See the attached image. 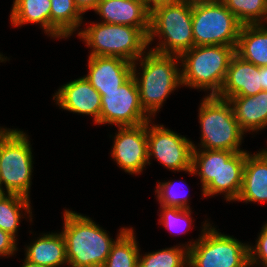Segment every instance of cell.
Instances as JSON below:
<instances>
[{
	"mask_svg": "<svg viewBox=\"0 0 267 267\" xmlns=\"http://www.w3.org/2000/svg\"><path fill=\"white\" fill-rule=\"evenodd\" d=\"M201 236L186 244L188 267H246L249 264V244L218 232L205 223Z\"/></svg>",
	"mask_w": 267,
	"mask_h": 267,
	"instance_id": "ba28073f",
	"label": "cell"
},
{
	"mask_svg": "<svg viewBox=\"0 0 267 267\" xmlns=\"http://www.w3.org/2000/svg\"><path fill=\"white\" fill-rule=\"evenodd\" d=\"M82 14L74 0H51L50 37L71 36L81 26Z\"/></svg>",
	"mask_w": 267,
	"mask_h": 267,
	"instance_id": "7402d4cb",
	"label": "cell"
},
{
	"mask_svg": "<svg viewBox=\"0 0 267 267\" xmlns=\"http://www.w3.org/2000/svg\"><path fill=\"white\" fill-rule=\"evenodd\" d=\"M6 60L5 56L3 57V55H1L0 53V62H4Z\"/></svg>",
	"mask_w": 267,
	"mask_h": 267,
	"instance_id": "f35d334b",
	"label": "cell"
},
{
	"mask_svg": "<svg viewBox=\"0 0 267 267\" xmlns=\"http://www.w3.org/2000/svg\"><path fill=\"white\" fill-rule=\"evenodd\" d=\"M22 267H43V266H40V265L35 264V263H32V262H30V261L25 259L24 260V264H23Z\"/></svg>",
	"mask_w": 267,
	"mask_h": 267,
	"instance_id": "d590c367",
	"label": "cell"
},
{
	"mask_svg": "<svg viewBox=\"0 0 267 267\" xmlns=\"http://www.w3.org/2000/svg\"><path fill=\"white\" fill-rule=\"evenodd\" d=\"M177 183H173L171 181L158 182L155 190V193L157 194V200L162 206L189 209L190 206L187 203L189 200L187 193L182 195L181 193L177 192L178 190H176L177 188L175 186Z\"/></svg>",
	"mask_w": 267,
	"mask_h": 267,
	"instance_id": "f546056e",
	"label": "cell"
},
{
	"mask_svg": "<svg viewBox=\"0 0 267 267\" xmlns=\"http://www.w3.org/2000/svg\"><path fill=\"white\" fill-rule=\"evenodd\" d=\"M239 126L246 133L261 131L267 126V91L254 96H235L228 99Z\"/></svg>",
	"mask_w": 267,
	"mask_h": 267,
	"instance_id": "d6986e66",
	"label": "cell"
},
{
	"mask_svg": "<svg viewBox=\"0 0 267 267\" xmlns=\"http://www.w3.org/2000/svg\"><path fill=\"white\" fill-rule=\"evenodd\" d=\"M5 189L0 184V200L5 197L8 193L4 191Z\"/></svg>",
	"mask_w": 267,
	"mask_h": 267,
	"instance_id": "8d00e7d4",
	"label": "cell"
},
{
	"mask_svg": "<svg viewBox=\"0 0 267 267\" xmlns=\"http://www.w3.org/2000/svg\"><path fill=\"white\" fill-rule=\"evenodd\" d=\"M148 33L149 29L93 22L78 36L92 47L89 56L120 57L134 63L146 53Z\"/></svg>",
	"mask_w": 267,
	"mask_h": 267,
	"instance_id": "5b68a950",
	"label": "cell"
},
{
	"mask_svg": "<svg viewBox=\"0 0 267 267\" xmlns=\"http://www.w3.org/2000/svg\"><path fill=\"white\" fill-rule=\"evenodd\" d=\"M248 152L220 150L219 183H209L203 190L204 197L224 193L227 201H235L240 193L243 171Z\"/></svg>",
	"mask_w": 267,
	"mask_h": 267,
	"instance_id": "2e32d148",
	"label": "cell"
},
{
	"mask_svg": "<svg viewBox=\"0 0 267 267\" xmlns=\"http://www.w3.org/2000/svg\"><path fill=\"white\" fill-rule=\"evenodd\" d=\"M101 0H74L76 6L84 14L88 10H94Z\"/></svg>",
	"mask_w": 267,
	"mask_h": 267,
	"instance_id": "d6a6232c",
	"label": "cell"
},
{
	"mask_svg": "<svg viewBox=\"0 0 267 267\" xmlns=\"http://www.w3.org/2000/svg\"><path fill=\"white\" fill-rule=\"evenodd\" d=\"M94 11L102 23L150 29V12L143 0H101Z\"/></svg>",
	"mask_w": 267,
	"mask_h": 267,
	"instance_id": "e0dca14e",
	"label": "cell"
},
{
	"mask_svg": "<svg viewBox=\"0 0 267 267\" xmlns=\"http://www.w3.org/2000/svg\"><path fill=\"white\" fill-rule=\"evenodd\" d=\"M88 74L84 76L100 95L118 90L132 75L133 63L120 57L88 56Z\"/></svg>",
	"mask_w": 267,
	"mask_h": 267,
	"instance_id": "5bb4252c",
	"label": "cell"
},
{
	"mask_svg": "<svg viewBox=\"0 0 267 267\" xmlns=\"http://www.w3.org/2000/svg\"><path fill=\"white\" fill-rule=\"evenodd\" d=\"M190 2H208V1H221V0H189Z\"/></svg>",
	"mask_w": 267,
	"mask_h": 267,
	"instance_id": "74e56055",
	"label": "cell"
},
{
	"mask_svg": "<svg viewBox=\"0 0 267 267\" xmlns=\"http://www.w3.org/2000/svg\"><path fill=\"white\" fill-rule=\"evenodd\" d=\"M150 119L140 104L133 75L118 90L104 91L101 96L100 124H115L117 127L138 126Z\"/></svg>",
	"mask_w": 267,
	"mask_h": 267,
	"instance_id": "30bf717a",
	"label": "cell"
},
{
	"mask_svg": "<svg viewBox=\"0 0 267 267\" xmlns=\"http://www.w3.org/2000/svg\"><path fill=\"white\" fill-rule=\"evenodd\" d=\"M199 170V171H198ZM220 150L193 149L190 175H199L202 190L209 183H219Z\"/></svg>",
	"mask_w": 267,
	"mask_h": 267,
	"instance_id": "484cf974",
	"label": "cell"
},
{
	"mask_svg": "<svg viewBox=\"0 0 267 267\" xmlns=\"http://www.w3.org/2000/svg\"><path fill=\"white\" fill-rule=\"evenodd\" d=\"M242 24H267V0H221ZM266 22V23H265Z\"/></svg>",
	"mask_w": 267,
	"mask_h": 267,
	"instance_id": "4316f807",
	"label": "cell"
},
{
	"mask_svg": "<svg viewBox=\"0 0 267 267\" xmlns=\"http://www.w3.org/2000/svg\"><path fill=\"white\" fill-rule=\"evenodd\" d=\"M53 100L64 110L92 116L94 123L100 125L101 95L85 77L61 86Z\"/></svg>",
	"mask_w": 267,
	"mask_h": 267,
	"instance_id": "4fadbf2b",
	"label": "cell"
},
{
	"mask_svg": "<svg viewBox=\"0 0 267 267\" xmlns=\"http://www.w3.org/2000/svg\"><path fill=\"white\" fill-rule=\"evenodd\" d=\"M138 267H188V248L184 244L139 254Z\"/></svg>",
	"mask_w": 267,
	"mask_h": 267,
	"instance_id": "83f0119b",
	"label": "cell"
},
{
	"mask_svg": "<svg viewBox=\"0 0 267 267\" xmlns=\"http://www.w3.org/2000/svg\"><path fill=\"white\" fill-rule=\"evenodd\" d=\"M30 199L18 194H7L0 200V229L8 232L16 238L17 228L20 224L21 215L20 211L25 210V215L31 212Z\"/></svg>",
	"mask_w": 267,
	"mask_h": 267,
	"instance_id": "d4e9b609",
	"label": "cell"
},
{
	"mask_svg": "<svg viewBox=\"0 0 267 267\" xmlns=\"http://www.w3.org/2000/svg\"><path fill=\"white\" fill-rule=\"evenodd\" d=\"M139 251L134 229L128 228L112 245L102 267H138Z\"/></svg>",
	"mask_w": 267,
	"mask_h": 267,
	"instance_id": "cb8c5ba5",
	"label": "cell"
},
{
	"mask_svg": "<svg viewBox=\"0 0 267 267\" xmlns=\"http://www.w3.org/2000/svg\"><path fill=\"white\" fill-rule=\"evenodd\" d=\"M242 24L221 2H192L194 46L224 45L236 49Z\"/></svg>",
	"mask_w": 267,
	"mask_h": 267,
	"instance_id": "9c48e42d",
	"label": "cell"
},
{
	"mask_svg": "<svg viewBox=\"0 0 267 267\" xmlns=\"http://www.w3.org/2000/svg\"><path fill=\"white\" fill-rule=\"evenodd\" d=\"M260 91H263L260 67L245 61L235 53L230 60L218 97L228 100L235 96H254Z\"/></svg>",
	"mask_w": 267,
	"mask_h": 267,
	"instance_id": "9a60e30c",
	"label": "cell"
},
{
	"mask_svg": "<svg viewBox=\"0 0 267 267\" xmlns=\"http://www.w3.org/2000/svg\"><path fill=\"white\" fill-rule=\"evenodd\" d=\"M236 201H267V148L253 155L247 154L242 186Z\"/></svg>",
	"mask_w": 267,
	"mask_h": 267,
	"instance_id": "ac0fdd59",
	"label": "cell"
},
{
	"mask_svg": "<svg viewBox=\"0 0 267 267\" xmlns=\"http://www.w3.org/2000/svg\"><path fill=\"white\" fill-rule=\"evenodd\" d=\"M51 0H14L10 13L13 26L39 23L50 36Z\"/></svg>",
	"mask_w": 267,
	"mask_h": 267,
	"instance_id": "603a6c76",
	"label": "cell"
},
{
	"mask_svg": "<svg viewBox=\"0 0 267 267\" xmlns=\"http://www.w3.org/2000/svg\"><path fill=\"white\" fill-rule=\"evenodd\" d=\"M234 54L233 46L224 45L194 46L183 52L179 56L182 85L209 90L208 96H218Z\"/></svg>",
	"mask_w": 267,
	"mask_h": 267,
	"instance_id": "3957f363",
	"label": "cell"
},
{
	"mask_svg": "<svg viewBox=\"0 0 267 267\" xmlns=\"http://www.w3.org/2000/svg\"><path fill=\"white\" fill-rule=\"evenodd\" d=\"M31 149L28 135L23 131L0 127V184L8 194L29 198L33 172Z\"/></svg>",
	"mask_w": 267,
	"mask_h": 267,
	"instance_id": "52a82bcc",
	"label": "cell"
},
{
	"mask_svg": "<svg viewBox=\"0 0 267 267\" xmlns=\"http://www.w3.org/2000/svg\"><path fill=\"white\" fill-rule=\"evenodd\" d=\"M61 233L66 243V257L70 267H102L112 245L128 229L119 230L116 239L91 218L75 211L64 210Z\"/></svg>",
	"mask_w": 267,
	"mask_h": 267,
	"instance_id": "6da1fadb",
	"label": "cell"
},
{
	"mask_svg": "<svg viewBox=\"0 0 267 267\" xmlns=\"http://www.w3.org/2000/svg\"><path fill=\"white\" fill-rule=\"evenodd\" d=\"M159 37V44L150 50L159 54L180 56L194 47L192 32V2L180 0L160 6L150 12L148 45ZM163 39V40H161Z\"/></svg>",
	"mask_w": 267,
	"mask_h": 267,
	"instance_id": "277c9868",
	"label": "cell"
},
{
	"mask_svg": "<svg viewBox=\"0 0 267 267\" xmlns=\"http://www.w3.org/2000/svg\"><path fill=\"white\" fill-rule=\"evenodd\" d=\"M260 76L262 80V89L267 91V66L260 67Z\"/></svg>",
	"mask_w": 267,
	"mask_h": 267,
	"instance_id": "e575fe53",
	"label": "cell"
},
{
	"mask_svg": "<svg viewBox=\"0 0 267 267\" xmlns=\"http://www.w3.org/2000/svg\"><path fill=\"white\" fill-rule=\"evenodd\" d=\"M235 53L258 67L267 66V26L242 25Z\"/></svg>",
	"mask_w": 267,
	"mask_h": 267,
	"instance_id": "44dd1931",
	"label": "cell"
},
{
	"mask_svg": "<svg viewBox=\"0 0 267 267\" xmlns=\"http://www.w3.org/2000/svg\"><path fill=\"white\" fill-rule=\"evenodd\" d=\"M249 264L259 265L267 263V223L262 227V230L256 240L255 246H248ZM260 259V260H259Z\"/></svg>",
	"mask_w": 267,
	"mask_h": 267,
	"instance_id": "4dcf8cb0",
	"label": "cell"
},
{
	"mask_svg": "<svg viewBox=\"0 0 267 267\" xmlns=\"http://www.w3.org/2000/svg\"><path fill=\"white\" fill-rule=\"evenodd\" d=\"M161 216L160 224L164 225L168 231L174 233H185L192 225L191 209H183L179 207H166L160 205ZM188 227V228H187Z\"/></svg>",
	"mask_w": 267,
	"mask_h": 267,
	"instance_id": "f1b7e54d",
	"label": "cell"
},
{
	"mask_svg": "<svg viewBox=\"0 0 267 267\" xmlns=\"http://www.w3.org/2000/svg\"><path fill=\"white\" fill-rule=\"evenodd\" d=\"M150 122H147L148 165L153 156L167 169L188 172L192 162V141L164 125Z\"/></svg>",
	"mask_w": 267,
	"mask_h": 267,
	"instance_id": "8fae6325",
	"label": "cell"
},
{
	"mask_svg": "<svg viewBox=\"0 0 267 267\" xmlns=\"http://www.w3.org/2000/svg\"><path fill=\"white\" fill-rule=\"evenodd\" d=\"M145 54L138 59L142 73H136L138 63L135 61L133 76L136 79L140 104L145 113L152 118L169 94L182 85L181 68L177 67V63L181 62L177 55L159 54L152 50Z\"/></svg>",
	"mask_w": 267,
	"mask_h": 267,
	"instance_id": "7a4b0ae2",
	"label": "cell"
},
{
	"mask_svg": "<svg viewBox=\"0 0 267 267\" xmlns=\"http://www.w3.org/2000/svg\"><path fill=\"white\" fill-rule=\"evenodd\" d=\"M199 108V123L201 125V145L193 149L241 150L240 145L245 134L236 120L228 100L218 96H204Z\"/></svg>",
	"mask_w": 267,
	"mask_h": 267,
	"instance_id": "8992f818",
	"label": "cell"
},
{
	"mask_svg": "<svg viewBox=\"0 0 267 267\" xmlns=\"http://www.w3.org/2000/svg\"><path fill=\"white\" fill-rule=\"evenodd\" d=\"M14 236L0 229V257L12 256L17 251V242Z\"/></svg>",
	"mask_w": 267,
	"mask_h": 267,
	"instance_id": "1f68e13d",
	"label": "cell"
},
{
	"mask_svg": "<svg viewBox=\"0 0 267 267\" xmlns=\"http://www.w3.org/2000/svg\"><path fill=\"white\" fill-rule=\"evenodd\" d=\"M145 3V6L149 12H152L154 9L165 6L169 4L176 3L180 0H143Z\"/></svg>",
	"mask_w": 267,
	"mask_h": 267,
	"instance_id": "836d02e7",
	"label": "cell"
},
{
	"mask_svg": "<svg viewBox=\"0 0 267 267\" xmlns=\"http://www.w3.org/2000/svg\"><path fill=\"white\" fill-rule=\"evenodd\" d=\"M118 128L111 157L125 172L139 174L148 164L147 122Z\"/></svg>",
	"mask_w": 267,
	"mask_h": 267,
	"instance_id": "7c38bea8",
	"label": "cell"
},
{
	"mask_svg": "<svg viewBox=\"0 0 267 267\" xmlns=\"http://www.w3.org/2000/svg\"><path fill=\"white\" fill-rule=\"evenodd\" d=\"M25 259L43 267H59L68 264L63 234H43L26 247Z\"/></svg>",
	"mask_w": 267,
	"mask_h": 267,
	"instance_id": "ffe728a7",
	"label": "cell"
}]
</instances>
